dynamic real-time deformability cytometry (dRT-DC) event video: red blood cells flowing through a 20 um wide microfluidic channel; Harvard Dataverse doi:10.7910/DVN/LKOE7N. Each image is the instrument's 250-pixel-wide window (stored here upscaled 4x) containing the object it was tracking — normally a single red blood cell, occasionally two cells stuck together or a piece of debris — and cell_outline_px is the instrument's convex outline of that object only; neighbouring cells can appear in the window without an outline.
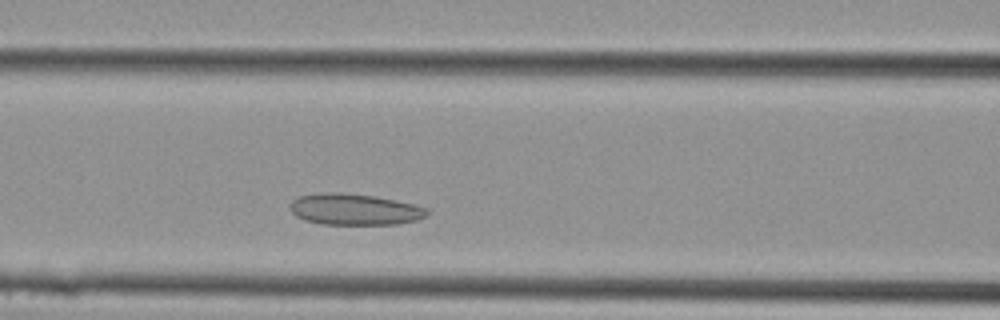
{"species": "Egyptian fruit bat (a non-hibernating species)", "species_latin": "Rousettus aegyptiacus", "temperature_condition": "cold", "stored_images_in_passage": 8, "camera_frame_rate_fps": 3000, "um_per_image_px": 0.085, "animal": {"sex": "female"}, "frame": {"image": 1, "passage_image": 6, "time_ms": 1.667, "image_size_px": [1000, 320], "cell_outline_px": [[428, 216], [416, 220], [396, 224], [320, 224], [304, 220], [296, 216], [288, 208], [292, 200], [296, 196], [320, 192], [336, 192], [372, 196], [412, 204], [428, 208]], "centroid_in_image_um": [30.07, 17.8], "position_along_channel_um": 136.5, "area_um2": 24.97}}
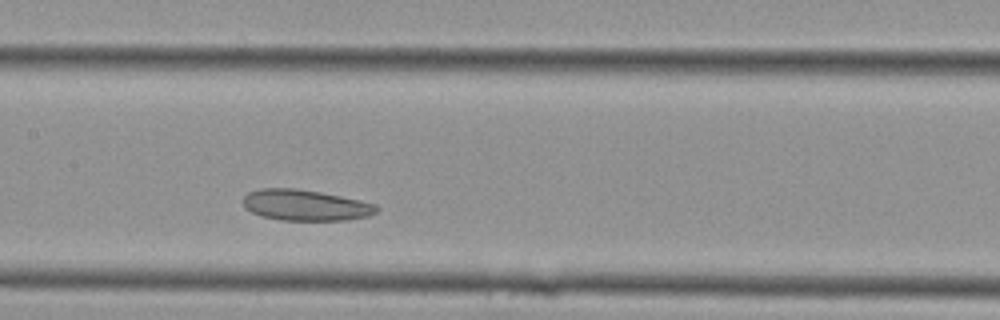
{"frame": {"image": 2, "passage_image": 8, "time_ms": 2.333, "image_size_px": [1000, 320], "cell_outline_px": [[380, 208], [376, 212], [368, 216], [348, 220], [280, 220], [264, 216], [252, 212], [244, 208], [244, 196], [248, 192], [260, 188], [296, 188], [320, 192], [360, 200], [376, 204]], "centroid_in_image_um": [25.97, 17.43], "position_along_channel_um": 181.4, "area_um2": 24.04}}